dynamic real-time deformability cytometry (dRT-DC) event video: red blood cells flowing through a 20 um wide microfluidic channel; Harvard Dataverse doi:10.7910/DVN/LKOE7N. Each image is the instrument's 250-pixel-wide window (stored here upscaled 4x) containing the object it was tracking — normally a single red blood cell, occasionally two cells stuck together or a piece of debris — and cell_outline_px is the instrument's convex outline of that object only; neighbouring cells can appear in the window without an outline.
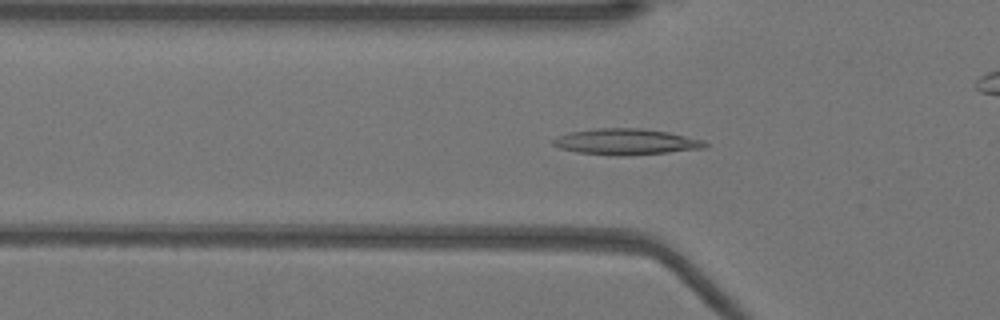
{"species": "Egyptian fruit bat (a non-hibernating species)", "species_latin": "Rousettus aegyptiacus", "temperature_condition": "warm", "stored_images_in_passage": 52, "camera_frame_rate_fps": 3000, "um_per_image_px": 0.085, "animal": {"sex": "female"}, "frame": {"image": 1, "passage_image": 17, "time_ms": 5.333, "image_size_px": [1000, 320], "cell_outline_px": [[708, 144], [704, 148], [668, 152], [624, 156], [616, 156], [576, 152], [560, 148], [552, 144], [552, 140], [556, 136], [572, 132], [600, 128], [640, 128], [668, 132], [704, 140]], "centroid_in_image_um": [53.2, 12.05], "position_along_channel_um": 72.6, "area_um2": 22.95}}
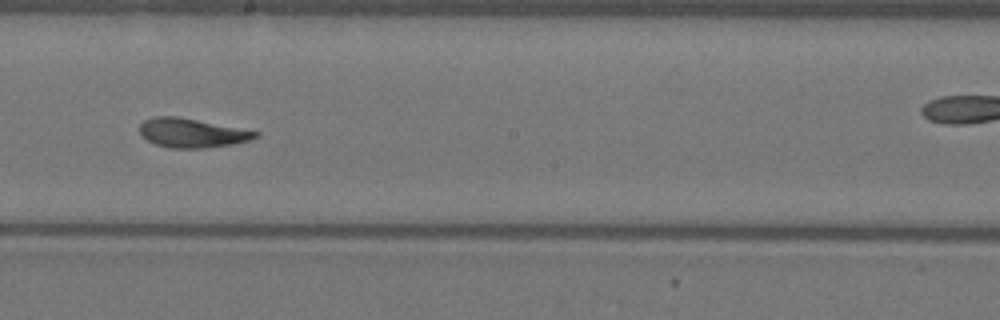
{"frame": {"image": 2, "passage_image": 29, "time_ms": 9.333, "image_size_px": [1000, 320], "cell_outline_px": [[260, 136], [248, 140], [232, 144], [204, 148], [168, 148], [156, 144], [140, 136], [140, 124], [144, 120], [156, 116], [176, 116], [260, 132]], "centroid_in_image_um": [16.28, 11.3], "position_along_channel_um": 231.9, "area_um2": 19.48}}
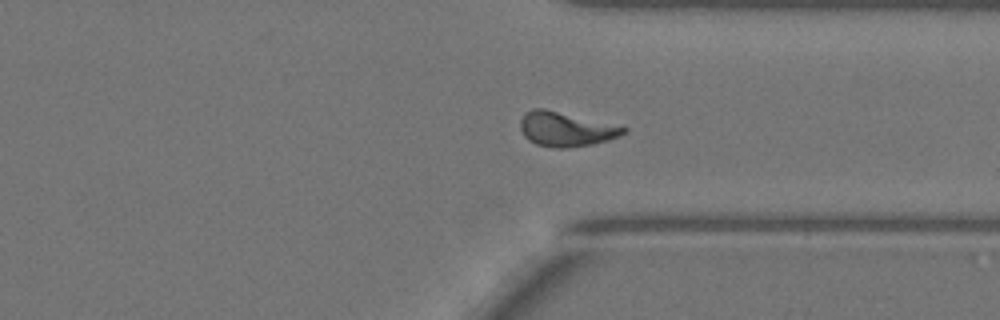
{"frame": {"image": 3, "passage_image": 39, "time_ms": 12.667, "image_size_px": [1000, 320], "cell_outline_px": [[628, 128], [620, 136], [608, 140], [592, 144], [568, 148], [556, 148], [536, 144], [528, 140], [524, 136], [520, 128], [520, 120], [524, 112], [532, 108], [544, 108]], "centroid_in_image_um": [48.04, 10.98], "position_along_channel_um": 363.4, "area_um2": 20.58}, "authors_computed_cell_mechanics": {"area_um2": 20.23, "velocity_mm_per_s": 3.9529, "shape_relaxation_time_tau1_ms": 9.834, "shape_relaxation_time_tau2_ms": 3.0373, "deformation_change_tau1": 0.2795, "deformation_change_tau2": 0.0995}}